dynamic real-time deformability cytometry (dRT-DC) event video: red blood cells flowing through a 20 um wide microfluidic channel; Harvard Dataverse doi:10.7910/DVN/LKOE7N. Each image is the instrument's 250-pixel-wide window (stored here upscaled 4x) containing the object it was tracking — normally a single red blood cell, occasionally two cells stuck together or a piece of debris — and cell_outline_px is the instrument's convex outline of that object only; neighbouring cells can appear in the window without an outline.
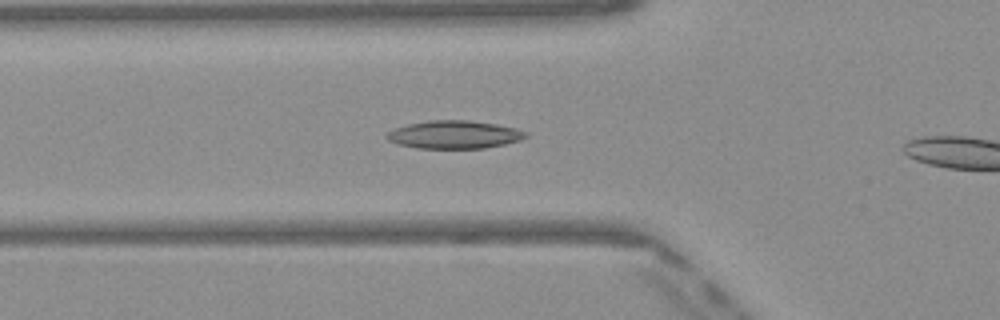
{"species": "Egyptian fruit bat (a non-hibernating species)", "species_latin": "Rousettus aegyptiacus", "temperature_condition": "warm", "stored_images_in_passage": 42, "camera_frame_rate_fps": 3000, "um_per_image_px": 0.085, "frame": {"image": 1, "passage_image": 9, "time_ms": 2.667, "image_size_px": [1000, 320], "cell_outline_px": [[528, 136], [520, 140], [504, 144], [484, 148], [416, 148], [396, 144], [388, 140], [384, 136], [388, 132], [396, 128], [408, 124], [428, 120], [468, 120], [496, 124], [516, 128], [528, 132]], "centroid_in_image_um": [38.61, 11.44], "position_along_channel_um": 87.2, "area_um2": 22.72}}
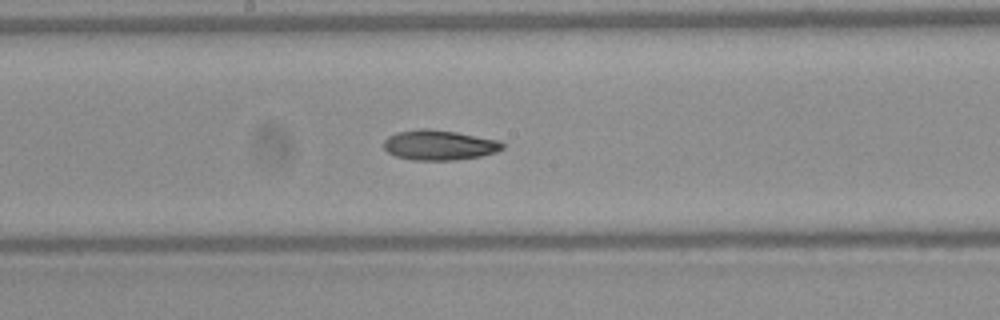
{"frame": {"image": 2, "passage_image": 18, "time_ms": 5.667, "image_size_px": [1000, 320], "cell_outline_px": [[504, 148], [496, 152], [480, 156], [456, 160], [412, 160], [396, 156], [388, 152], [384, 148], [384, 140], [388, 136], [396, 132], [420, 128], [428, 128], [456, 132], [500, 140], [504, 144]], "centroid_in_image_um": [37.33, 12.32], "position_along_channel_um": 210.9, "area_um2": 20.92}}
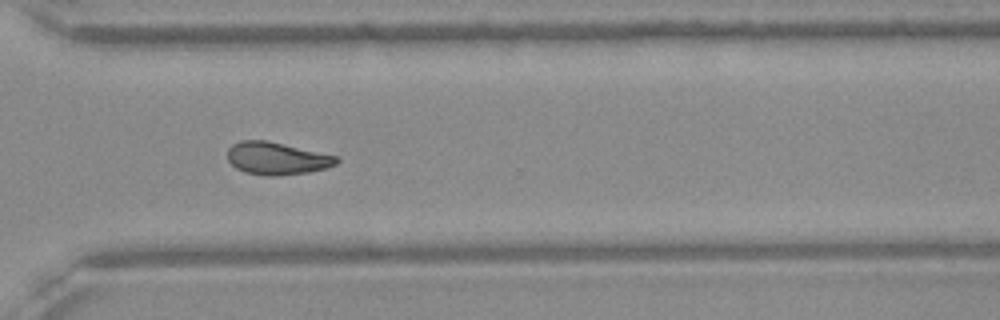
{"frame": {"image": 3, "passage_image": 28, "time_ms": 9.0, "image_size_px": [1000, 320], "cell_outline_px": [[340, 160], [336, 164], [328, 168], [308, 172], [276, 176], [264, 176], [244, 172], [236, 168], [228, 160], [228, 148], [232, 144], [240, 140], [264, 140], [336, 156]], "centroid_in_image_um": [23.5, 13.48], "position_along_channel_um": 347.1, "area_um2": 20.52}, "authors_computed_cell_mechanics": {"area_um2": 20.8947, "velocity_mm_per_s": 4.0933, "shape_relaxation_time_tau1_ms": null, "shape_relaxation_time_tau2_ms": 11.0569, "deformation_change_tau1": null, "deformation_change_tau2": 0.1886}}